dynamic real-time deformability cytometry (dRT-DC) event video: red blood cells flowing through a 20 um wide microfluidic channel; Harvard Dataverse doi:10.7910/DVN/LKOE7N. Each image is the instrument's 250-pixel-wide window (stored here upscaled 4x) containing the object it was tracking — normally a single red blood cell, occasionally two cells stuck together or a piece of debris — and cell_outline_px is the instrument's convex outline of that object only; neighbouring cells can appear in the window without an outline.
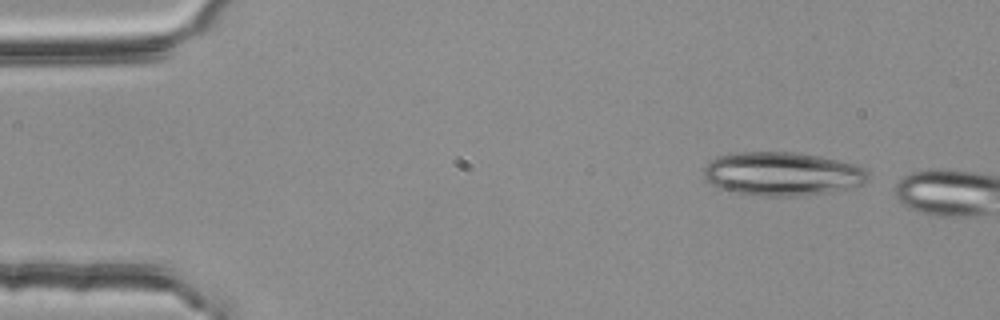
{"species": "common noctule bat (a hibernating species)", "species_latin": "Nyctalus noctula", "temperature_condition": "room temperature", "stored_images_in_passage": 2, "camera_frame_rate_fps": 3000, "um_per_image_px": 0.085, "animal": {"sex": "female", "body_mass_g": 25.1}, "frame": {"image": 1, "passage_image": 2, "time_ms": 0.333, "image_size_px": [1000, 320], "cell_outline_px": [[868, 180], [864, 184], [848, 188], [828, 192], [804, 196], [760, 196], [736, 192], [716, 188], [704, 180], [704, 164], [716, 156], [740, 152], [792, 152], [820, 156], [856, 164], [864, 168], [868, 172]], "centroid_in_image_um": [66.46, 14.78], "position_along_channel_um": 18.5, "area_um2": 42.25}}